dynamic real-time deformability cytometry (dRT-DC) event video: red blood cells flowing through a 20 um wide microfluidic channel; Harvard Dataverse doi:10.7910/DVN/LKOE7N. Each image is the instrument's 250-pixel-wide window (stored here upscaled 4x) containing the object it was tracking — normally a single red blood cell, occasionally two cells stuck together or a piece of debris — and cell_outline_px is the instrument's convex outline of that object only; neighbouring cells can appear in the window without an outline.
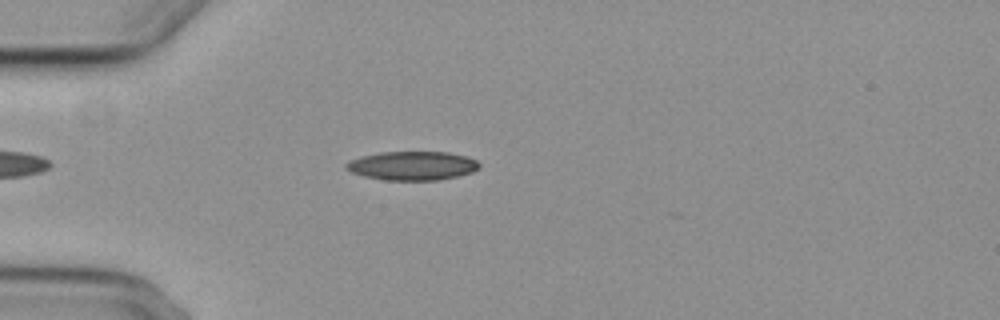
{"species": "common noctule bat (a hibernating species)", "species_latin": "Nyctalus noctula", "temperature_condition": "cold", "stored_images_in_passage": 1, "camera_frame_rate_fps": 3000, "um_per_image_px": 0.085, "animal": {"sex": "female", "body_mass_g": 29.2, "forearm_length_mm": 56.3}, "frame": {"image": 1, "passage_image": 1, "time_ms": 0.0, "image_size_px": [1000, 320], "cell_outline_px": [[480, 168], [472, 172], [456, 176], [436, 180], [384, 180], [364, 176], [352, 172], [344, 168], [344, 164], [360, 156], [380, 152], [448, 152], [468, 156], [476, 160], [480, 164]], "centroid_in_image_um": [35.05, 14.08], "position_along_channel_um": 49.9, "area_um2": 22.43}}